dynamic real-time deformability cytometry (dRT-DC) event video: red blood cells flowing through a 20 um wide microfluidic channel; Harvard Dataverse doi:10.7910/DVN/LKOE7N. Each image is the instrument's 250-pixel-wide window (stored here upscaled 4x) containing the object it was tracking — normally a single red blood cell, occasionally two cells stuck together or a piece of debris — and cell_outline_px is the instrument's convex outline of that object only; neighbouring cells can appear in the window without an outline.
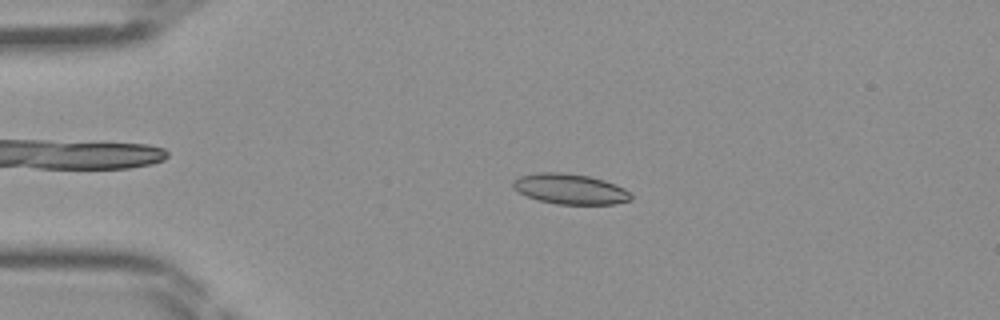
{"species": "Egyptian fruit bat (a non-hibernating species)", "species_latin": "Rousettus aegyptiacus", "temperature_condition": "room temperature", "stored_images_in_passage": 45, "camera_frame_rate_fps": 3000, "um_per_image_px": 0.085, "frame": {"image": 1, "passage_image": 10, "time_ms": 3.0, "image_size_px": [1000, 320], "cell_outline_px": [[632, 200], [616, 204], [556, 204], [540, 200], [528, 196], [512, 188], [512, 180], [520, 176], [540, 172], [560, 172], [588, 176], [604, 180], [616, 184], [624, 188], [632, 196]], "centroid_in_image_um": [48.47, 16.06], "position_along_channel_um": 36.5, "area_um2": 20.81}}
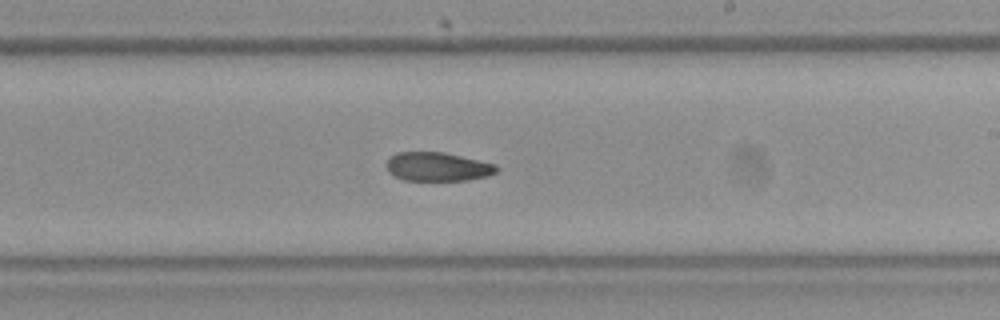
{"frame": {"image": 2, "passage_image": 27, "time_ms": 8.667, "image_size_px": [1000, 320], "cell_outline_px": [[500, 168], [496, 172], [488, 176], [468, 180], [404, 180], [388, 172], [384, 164], [396, 152], [444, 152], [496, 164]], "centroid_in_image_um": [37.2, 14.17], "position_along_channel_um": 251.8, "area_um2": 18.55}}
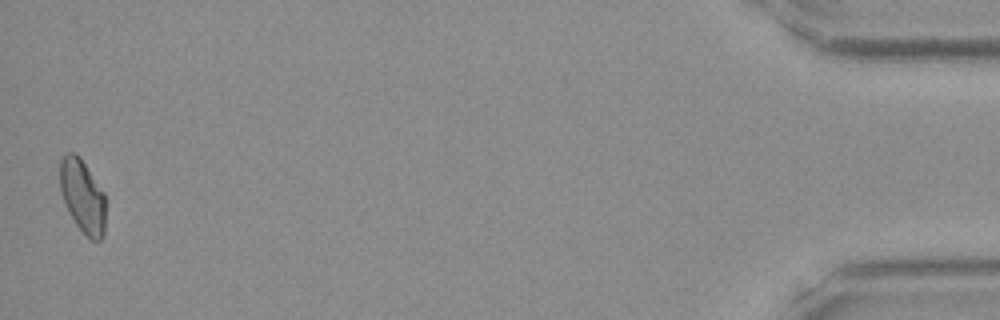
{"frame": {"image": 3, "passage_image": 45, "time_ms": 14.667, "image_size_px": [1000, 320], "cell_outline_px": [[104, 236], [100, 240], [92, 240], [76, 224], [60, 192], [60, 160], [68, 152], [76, 152], [80, 156], [104, 192]], "centroid_in_image_um": [7.02, 16.62], "position_along_channel_um": 428.2, "area_um2": 19.19}}